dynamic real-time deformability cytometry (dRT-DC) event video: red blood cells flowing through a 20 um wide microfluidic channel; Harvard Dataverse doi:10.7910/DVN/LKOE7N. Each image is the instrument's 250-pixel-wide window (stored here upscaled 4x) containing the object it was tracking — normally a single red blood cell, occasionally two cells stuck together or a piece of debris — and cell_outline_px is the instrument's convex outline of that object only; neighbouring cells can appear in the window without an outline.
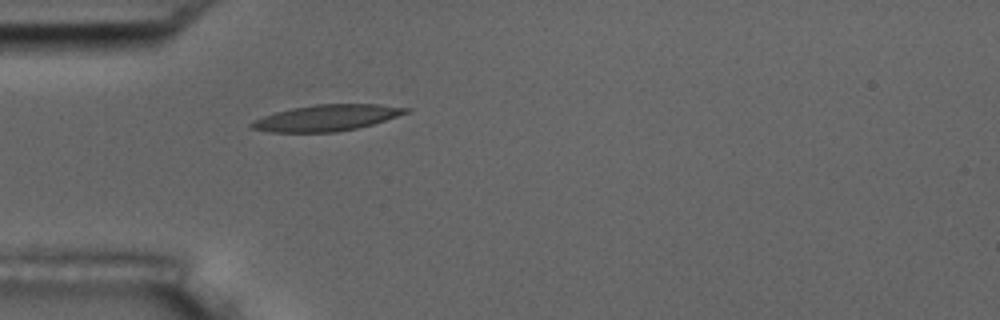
{"species": "common noctule bat (a hibernating species)", "species_latin": "Nyctalus noctula", "temperature_condition": "room temperature", "stored_images_in_passage": 4, "camera_frame_rate_fps": 3000, "um_per_image_px": 0.085, "animal": {"sex": "male", "body_mass_g": 17.5, "forearm_length_mm": 52.3}, "frame": {"image": 1, "passage_image": 4, "time_ms": 4.667, "image_size_px": [1000, 320], "cell_outline_px": [[412, 108], [408, 112], [372, 124], [356, 128], [336, 132], [268, 132], [252, 128], [248, 124], [252, 120], [276, 112], [292, 108], [316, 104], [380, 104]], "centroid_in_image_um": [27.74, 10.01], "position_along_channel_um": 57.3, "area_um2": 23.41}}